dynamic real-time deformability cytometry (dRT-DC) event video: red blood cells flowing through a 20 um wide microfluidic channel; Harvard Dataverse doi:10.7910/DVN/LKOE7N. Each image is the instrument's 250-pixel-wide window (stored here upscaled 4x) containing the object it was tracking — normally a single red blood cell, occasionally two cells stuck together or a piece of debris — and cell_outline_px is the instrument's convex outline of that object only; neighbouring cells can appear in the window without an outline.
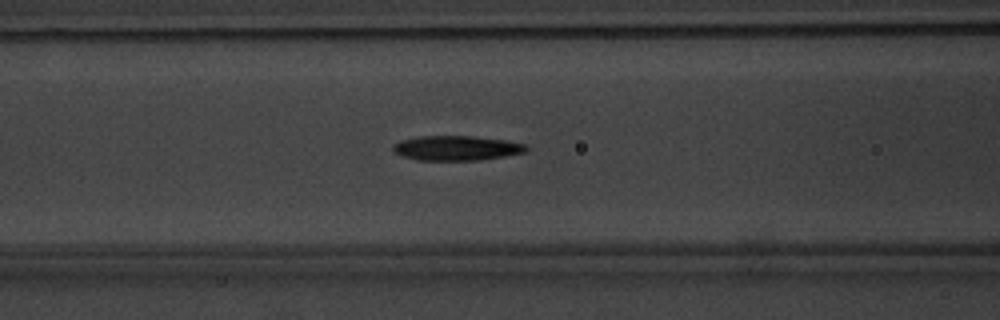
{"species": "common noctule bat (a hibernating species)", "species_latin": "Nyctalus noctula", "temperature_condition": "warm", "stored_images_in_passage": 32, "camera_frame_rate_fps": 3000, "um_per_image_px": 0.085, "animal": {"sex": "male", "body_mass_g": 20.1, "forearm_length_mm": 53.5}, "frame": {"image": 1, "passage_image": 7, "time_ms": 2.0, "image_size_px": [1000, 320], "cell_outline_px": [[528, 148], [524, 152], [504, 156], [476, 160], [416, 160], [404, 156], [396, 152], [392, 148], [392, 144], [400, 140], [420, 136], [472, 136], [504, 140], [524, 144]], "centroid_in_image_um": [38.76, 12.58], "position_along_channel_um": 127.8, "area_um2": 18.96}}
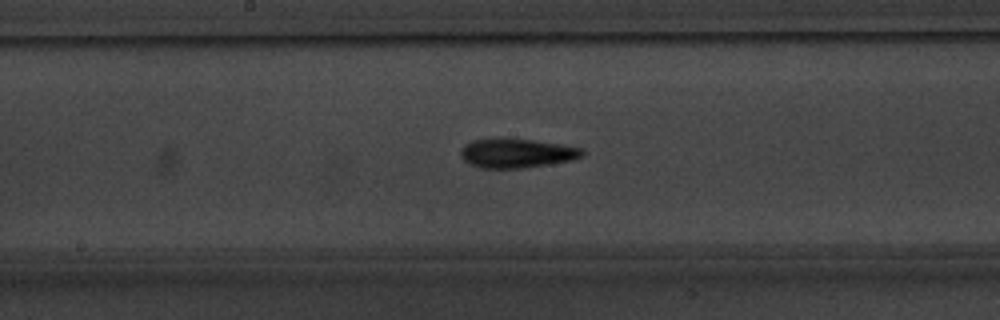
{"frame": {"image": 2, "passage_image": 13, "time_ms": 4.0, "image_size_px": [1000, 320], "cell_outline_px": [[584, 156], [572, 160], [524, 168], [480, 168], [464, 160], [460, 156], [460, 148], [464, 144], [472, 140], [532, 140], [560, 144], [580, 148], [584, 152]], "centroid_in_image_um": [43.91, 13.04], "position_along_channel_um": 204.3, "area_um2": 20.23}}
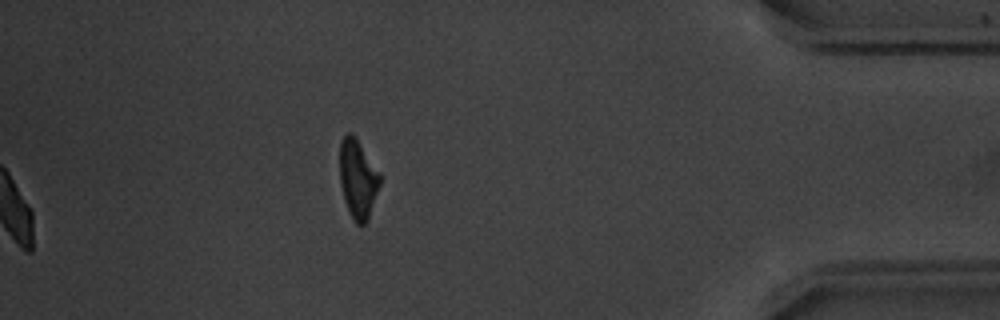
{"frame": {"image": 3, "passage_image": 32, "time_ms": 10.333, "image_size_px": [1000, 320], "cell_outline_px": [[380, 184], [368, 220], [364, 224], [356, 224], [352, 220], [348, 212], [344, 200], [340, 184], [340, 140], [348, 132], [352, 132], [356, 136], [380, 172]], "centroid_in_image_um": [30.41, 15.19], "position_along_channel_um": 404.8, "area_um2": 18.79}, "authors_computed_cell_mechanics": {"area_um2": 19.1607, "velocity_mm_per_s": 3.8188, "shape_relaxation_time_tau1_ms": 2.6163, "shape_relaxation_time_tau2_ms": 5.1848, "deformation_change_tau1": 0.1733, "deformation_change_tau2": 0.1675}}